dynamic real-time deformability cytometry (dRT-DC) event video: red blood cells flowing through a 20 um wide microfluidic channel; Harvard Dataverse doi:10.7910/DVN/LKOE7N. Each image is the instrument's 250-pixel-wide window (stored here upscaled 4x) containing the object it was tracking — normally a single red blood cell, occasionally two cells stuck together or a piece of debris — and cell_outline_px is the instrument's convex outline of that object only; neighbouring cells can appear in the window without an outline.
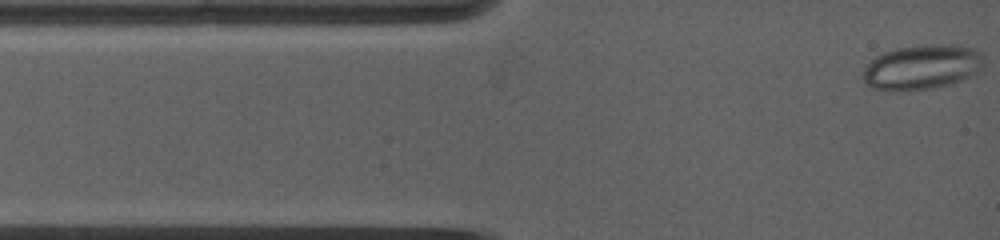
{"species": "common noctule bat (a hibernating species)", "species_latin": "Nyctalus noctula", "temperature_condition": "warm", "stored_images_in_passage": 15, "camera_frame_rate_fps": 5000, "um_per_image_px": 0.085, "animal": {"sex": "female", "body_mass_g": 19.0, "forearm_length_mm": 53.3}, "frame": {"image": 1, "passage_image": 1, "time_ms": 0.0, "image_size_px": [1000, 240], "cell_outline_px": [[984, 64], [976, 72], [960, 80], [948, 84], [932, 88], [896, 92], [888, 92], [872, 88], [864, 84], [860, 76], [864, 68], [876, 56], [884, 52], [896, 48], [924, 44], [960, 44], [972, 48], [980, 52]], "centroid_in_image_um": [78.29, 5.71], "position_along_channel_um": 6.7, "area_um2": 31.96}}
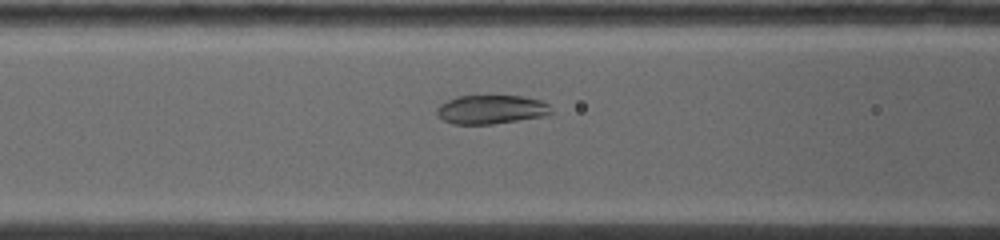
{"frame": {"image": 2, "passage_image": 11, "time_ms": 4.2, "image_size_px": [1000, 240], "cell_outline_px": [[556, 112], [544, 116], [492, 124], [452, 124], [436, 116], [436, 108], [440, 104], [456, 96], [524, 96], [540, 100], [548, 104]], "centroid_in_image_um": [41.75, 9.31], "position_along_channel_um": 124.8, "area_um2": 19.42}}
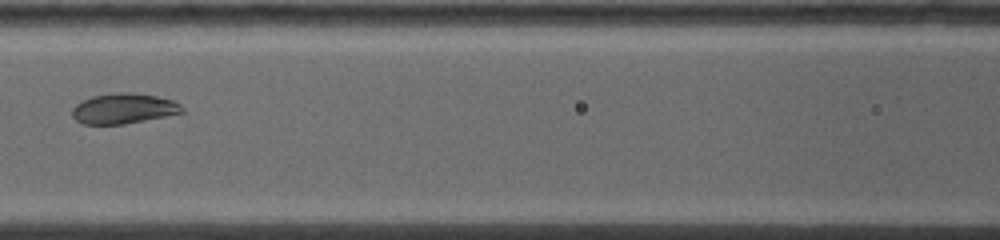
{"frame": {"image": 3, "passage_image": 13, "time_ms": 5.0, "image_size_px": [1000, 240], "cell_outline_px": [[184, 112], [124, 124], [80, 124], [72, 116], [72, 108], [76, 104], [92, 96], [112, 92], [128, 92], [156, 96], [172, 100], [180, 104], [184, 108]], "centroid_in_image_um": [10.48, 9.22], "position_along_channel_um": 156.1, "area_um2": 19.36}}